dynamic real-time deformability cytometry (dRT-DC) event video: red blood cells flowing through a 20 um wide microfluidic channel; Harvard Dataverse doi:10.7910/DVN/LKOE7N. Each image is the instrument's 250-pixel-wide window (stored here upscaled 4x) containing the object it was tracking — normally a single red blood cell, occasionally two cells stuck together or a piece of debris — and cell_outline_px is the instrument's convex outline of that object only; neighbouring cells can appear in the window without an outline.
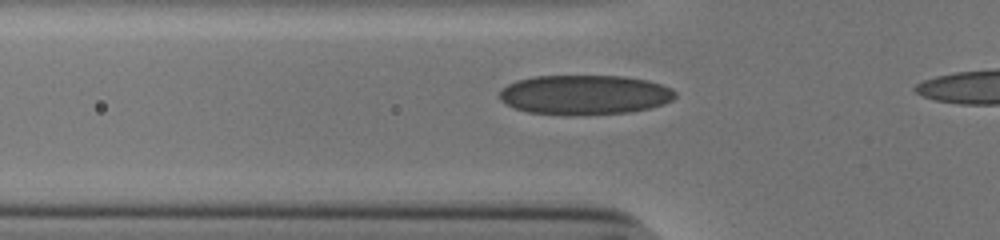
{"species": "human", "species_latin": "Homo sapiens", "temperature_condition": "cold", "stored_images_in_passage": 32, "camera_frame_rate_fps": 3000, "um_per_image_px": 0.085, "donor": {"sex": "male"}, "frame": {"image": 1, "passage_image": 4, "time_ms": 1.0, "image_size_px": [1000, 240], "cell_outline_px": [[676, 96], [672, 100], [664, 104], [648, 108], [628, 112], [580, 116], [564, 116], [528, 112], [516, 108], [500, 100], [496, 96], [500, 88], [516, 80], [532, 76], [624, 76], [648, 80], [672, 88], [676, 92]], "centroid_in_image_um": [49.65, 8.06], "position_along_channel_um": 76.1, "area_um2": 41.27}}
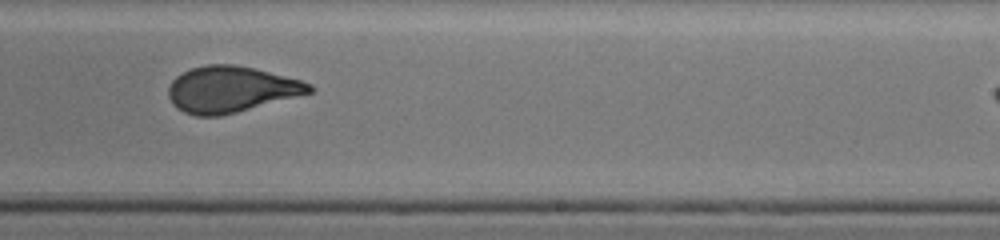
{"frame": {"image": 2, "passage_image": 19, "time_ms": 6.0, "image_size_px": [1000, 240], "cell_outline_px": [[316, 88], [312, 92], [236, 112], [220, 116], [196, 116], [184, 112], [176, 108], [172, 104], [168, 96], [168, 88], [172, 80], [176, 76], [192, 68], [208, 64], [232, 64], [256, 68], [300, 80], [312, 84]], "centroid_in_image_um": [19.61, 7.59], "position_along_channel_um": 269.4, "area_um2": 37.8}}
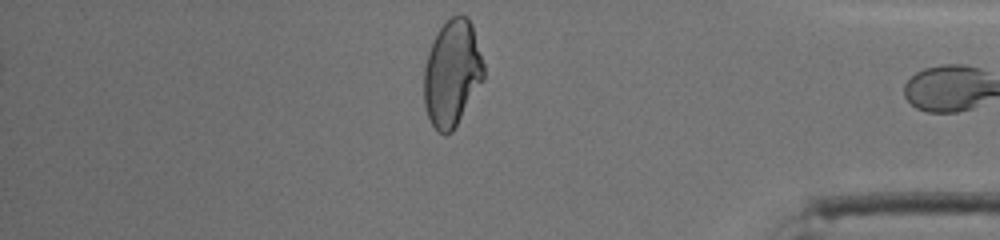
{"frame": {"image": 3, "passage_image": 31, "time_ms": 10.0, "image_size_px": [1000, 240], "cell_outline_px": [[484, 80], [452, 132], [444, 136], [432, 124], [428, 116], [424, 104], [424, 68], [428, 52], [440, 28], [452, 16], [460, 12], [468, 16], [472, 24], [484, 64]], "centroid_in_image_um": [38.44, 6.21], "position_along_channel_um": 396.8, "area_um2": 37.05}, "authors_computed_cell_mechanics": {"area_um2": 38.6393, "velocity_mm_per_s": 3.867, "shape_relaxation_time_tau1_ms": 7.5838, "shape_relaxation_time_tau2_ms": 0.7943, "deformation_change_tau1": 0.2111, "deformation_change_tau2": 0.0736}}